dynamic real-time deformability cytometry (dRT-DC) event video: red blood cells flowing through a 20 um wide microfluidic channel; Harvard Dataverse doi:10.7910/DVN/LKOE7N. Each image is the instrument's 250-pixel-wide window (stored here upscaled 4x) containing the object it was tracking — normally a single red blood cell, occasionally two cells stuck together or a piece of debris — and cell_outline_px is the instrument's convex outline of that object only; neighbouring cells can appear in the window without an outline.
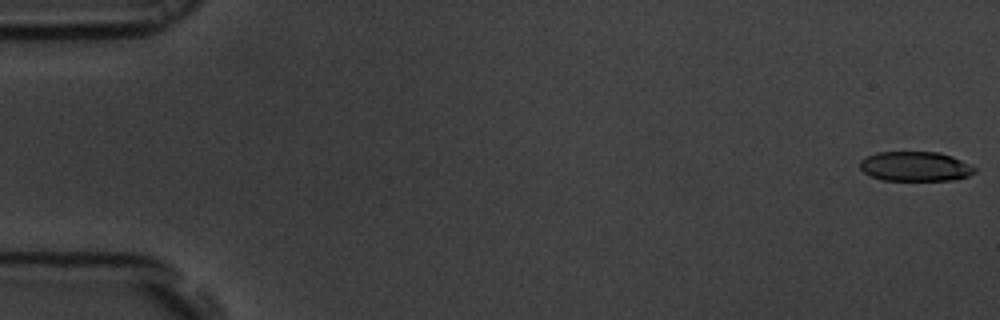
{"species": "common noctule bat (a hibernating species)", "species_latin": "Nyctalus noctula", "temperature_condition": "room temperature", "stored_images_in_passage": 16, "camera_frame_rate_fps": 3000, "um_per_image_px": 0.085, "animal": {"sex": "male", "body_mass_g": 19.5, "forearm_length_mm": 54.6}, "frame": {"image": 1, "passage_image": 1, "time_ms": 0.0, "image_size_px": [1000, 320], "cell_outline_px": [[976, 172], [968, 176], [952, 180], [884, 180], [872, 176], [864, 172], [860, 168], [860, 160], [876, 152], [940, 152], [952, 156], [972, 164], [976, 168]], "centroid_in_image_um": [77.84, 14.14], "position_along_channel_um": 7.2, "area_um2": 19.88}}
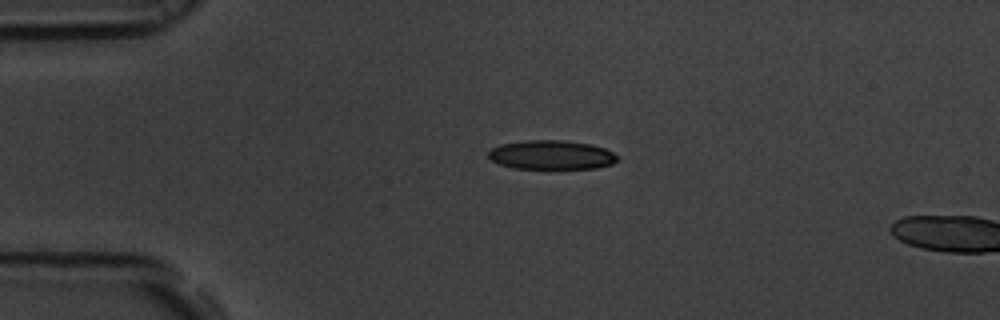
{"frame": {"image": 2, "passage_image": 13, "time_ms": 4.0, "image_size_px": [1000, 320], "cell_outline_px": [[616, 160], [612, 164], [596, 168], [552, 172], [512, 168], [500, 164], [492, 160], [488, 156], [488, 152], [492, 148], [500, 144], [524, 140], [564, 140], [592, 144], [604, 148], [612, 152], [616, 156]], "centroid_in_image_um": [46.86, 13.22], "position_along_channel_um": 38.1, "area_um2": 23.0}}